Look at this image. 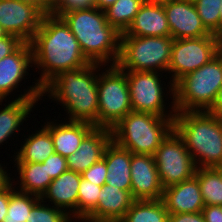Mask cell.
I'll return each instance as SVG.
<instances>
[{
	"label": "cell",
	"instance_id": "obj_1",
	"mask_svg": "<svg viewBox=\"0 0 222 222\" xmlns=\"http://www.w3.org/2000/svg\"><path fill=\"white\" fill-rule=\"evenodd\" d=\"M30 45L34 67L41 73L36 80L42 88L60 72L90 64L68 24L53 13L43 16Z\"/></svg>",
	"mask_w": 222,
	"mask_h": 222
},
{
	"label": "cell",
	"instance_id": "obj_2",
	"mask_svg": "<svg viewBox=\"0 0 222 222\" xmlns=\"http://www.w3.org/2000/svg\"><path fill=\"white\" fill-rule=\"evenodd\" d=\"M97 83L98 64L90 63L86 67L60 72L43 87L42 96L47 95L51 102L61 104L68 116L64 120L98 127Z\"/></svg>",
	"mask_w": 222,
	"mask_h": 222
},
{
	"label": "cell",
	"instance_id": "obj_3",
	"mask_svg": "<svg viewBox=\"0 0 222 222\" xmlns=\"http://www.w3.org/2000/svg\"><path fill=\"white\" fill-rule=\"evenodd\" d=\"M62 18L90 63L116 65L121 34L107 22L103 10L96 7L74 10L65 13Z\"/></svg>",
	"mask_w": 222,
	"mask_h": 222
},
{
	"label": "cell",
	"instance_id": "obj_4",
	"mask_svg": "<svg viewBox=\"0 0 222 222\" xmlns=\"http://www.w3.org/2000/svg\"><path fill=\"white\" fill-rule=\"evenodd\" d=\"M174 131L197 168L222 166V119L208 111L176 112Z\"/></svg>",
	"mask_w": 222,
	"mask_h": 222
},
{
	"label": "cell",
	"instance_id": "obj_5",
	"mask_svg": "<svg viewBox=\"0 0 222 222\" xmlns=\"http://www.w3.org/2000/svg\"><path fill=\"white\" fill-rule=\"evenodd\" d=\"M112 140L133 154L153 156L174 130V117L130 112L112 129Z\"/></svg>",
	"mask_w": 222,
	"mask_h": 222
},
{
	"label": "cell",
	"instance_id": "obj_6",
	"mask_svg": "<svg viewBox=\"0 0 222 222\" xmlns=\"http://www.w3.org/2000/svg\"><path fill=\"white\" fill-rule=\"evenodd\" d=\"M222 86V50L199 69L174 84L176 112L208 111Z\"/></svg>",
	"mask_w": 222,
	"mask_h": 222
},
{
	"label": "cell",
	"instance_id": "obj_7",
	"mask_svg": "<svg viewBox=\"0 0 222 222\" xmlns=\"http://www.w3.org/2000/svg\"><path fill=\"white\" fill-rule=\"evenodd\" d=\"M172 37H120V54L116 65L123 71L168 72Z\"/></svg>",
	"mask_w": 222,
	"mask_h": 222
},
{
	"label": "cell",
	"instance_id": "obj_8",
	"mask_svg": "<svg viewBox=\"0 0 222 222\" xmlns=\"http://www.w3.org/2000/svg\"><path fill=\"white\" fill-rule=\"evenodd\" d=\"M105 67L98 64V127L112 129L132 106L126 71L117 65Z\"/></svg>",
	"mask_w": 222,
	"mask_h": 222
},
{
	"label": "cell",
	"instance_id": "obj_9",
	"mask_svg": "<svg viewBox=\"0 0 222 222\" xmlns=\"http://www.w3.org/2000/svg\"><path fill=\"white\" fill-rule=\"evenodd\" d=\"M126 75L133 112L152 113L161 117H175L174 84L170 80L166 86V83L162 82L164 79L161 80L163 73L153 71H126ZM167 96L172 99L170 102L172 105L168 102V106L167 102H165L170 100Z\"/></svg>",
	"mask_w": 222,
	"mask_h": 222
},
{
	"label": "cell",
	"instance_id": "obj_10",
	"mask_svg": "<svg viewBox=\"0 0 222 222\" xmlns=\"http://www.w3.org/2000/svg\"><path fill=\"white\" fill-rule=\"evenodd\" d=\"M222 50L215 34L200 38L174 39L171 60L168 67L170 75H163L175 84L180 78L199 69ZM169 76V77H167Z\"/></svg>",
	"mask_w": 222,
	"mask_h": 222
},
{
	"label": "cell",
	"instance_id": "obj_11",
	"mask_svg": "<svg viewBox=\"0 0 222 222\" xmlns=\"http://www.w3.org/2000/svg\"><path fill=\"white\" fill-rule=\"evenodd\" d=\"M163 188L192 178L196 172L195 162L183 140L173 130L153 155Z\"/></svg>",
	"mask_w": 222,
	"mask_h": 222
},
{
	"label": "cell",
	"instance_id": "obj_12",
	"mask_svg": "<svg viewBox=\"0 0 222 222\" xmlns=\"http://www.w3.org/2000/svg\"><path fill=\"white\" fill-rule=\"evenodd\" d=\"M27 89L20 91V95L17 94L16 98L8 103H4L5 107L0 108V145L4 142L8 143V139L14 140L15 134L18 131L23 130L20 126H23L24 121L27 122V118H30L31 111L36 108L38 101L43 98V88L39 85L37 80ZM3 100H0V105H2ZM14 134V136H13ZM13 136V137H12Z\"/></svg>",
	"mask_w": 222,
	"mask_h": 222
},
{
	"label": "cell",
	"instance_id": "obj_13",
	"mask_svg": "<svg viewBox=\"0 0 222 222\" xmlns=\"http://www.w3.org/2000/svg\"><path fill=\"white\" fill-rule=\"evenodd\" d=\"M43 14L34 6L17 0H0V26L8 35L30 43Z\"/></svg>",
	"mask_w": 222,
	"mask_h": 222
},
{
	"label": "cell",
	"instance_id": "obj_14",
	"mask_svg": "<svg viewBox=\"0 0 222 222\" xmlns=\"http://www.w3.org/2000/svg\"><path fill=\"white\" fill-rule=\"evenodd\" d=\"M163 7L173 39L200 38L211 35L203 25L193 1L170 0Z\"/></svg>",
	"mask_w": 222,
	"mask_h": 222
},
{
	"label": "cell",
	"instance_id": "obj_15",
	"mask_svg": "<svg viewBox=\"0 0 222 222\" xmlns=\"http://www.w3.org/2000/svg\"><path fill=\"white\" fill-rule=\"evenodd\" d=\"M131 195L134 200H157L163 195V186L151 155L131 156Z\"/></svg>",
	"mask_w": 222,
	"mask_h": 222
},
{
	"label": "cell",
	"instance_id": "obj_16",
	"mask_svg": "<svg viewBox=\"0 0 222 222\" xmlns=\"http://www.w3.org/2000/svg\"><path fill=\"white\" fill-rule=\"evenodd\" d=\"M33 52L30 43L23 42L12 54L0 60V100L11 97L25 83L30 67L33 70ZM15 90V91H13ZM8 96V97H7Z\"/></svg>",
	"mask_w": 222,
	"mask_h": 222
},
{
	"label": "cell",
	"instance_id": "obj_17",
	"mask_svg": "<svg viewBox=\"0 0 222 222\" xmlns=\"http://www.w3.org/2000/svg\"><path fill=\"white\" fill-rule=\"evenodd\" d=\"M112 140V130L94 127L81 141L77 151L67 158L68 170L82 174L103 158Z\"/></svg>",
	"mask_w": 222,
	"mask_h": 222
},
{
	"label": "cell",
	"instance_id": "obj_18",
	"mask_svg": "<svg viewBox=\"0 0 222 222\" xmlns=\"http://www.w3.org/2000/svg\"><path fill=\"white\" fill-rule=\"evenodd\" d=\"M81 178L80 173L65 171L58 178L52 179L40 199L65 211L72 219H77L78 188Z\"/></svg>",
	"mask_w": 222,
	"mask_h": 222
},
{
	"label": "cell",
	"instance_id": "obj_19",
	"mask_svg": "<svg viewBox=\"0 0 222 222\" xmlns=\"http://www.w3.org/2000/svg\"><path fill=\"white\" fill-rule=\"evenodd\" d=\"M161 200L168 213H197L205 207L198 178H192L163 190Z\"/></svg>",
	"mask_w": 222,
	"mask_h": 222
},
{
	"label": "cell",
	"instance_id": "obj_20",
	"mask_svg": "<svg viewBox=\"0 0 222 222\" xmlns=\"http://www.w3.org/2000/svg\"><path fill=\"white\" fill-rule=\"evenodd\" d=\"M133 201L129 191L104 184L98 196L97 207L85 219L94 222H120Z\"/></svg>",
	"mask_w": 222,
	"mask_h": 222
},
{
	"label": "cell",
	"instance_id": "obj_21",
	"mask_svg": "<svg viewBox=\"0 0 222 222\" xmlns=\"http://www.w3.org/2000/svg\"><path fill=\"white\" fill-rule=\"evenodd\" d=\"M43 126L51 133L55 153L64 158L77 151L83 138L94 128L85 122L57 119L47 120Z\"/></svg>",
	"mask_w": 222,
	"mask_h": 222
},
{
	"label": "cell",
	"instance_id": "obj_22",
	"mask_svg": "<svg viewBox=\"0 0 222 222\" xmlns=\"http://www.w3.org/2000/svg\"><path fill=\"white\" fill-rule=\"evenodd\" d=\"M121 36L171 37L163 5L143 3L132 24Z\"/></svg>",
	"mask_w": 222,
	"mask_h": 222
},
{
	"label": "cell",
	"instance_id": "obj_23",
	"mask_svg": "<svg viewBox=\"0 0 222 222\" xmlns=\"http://www.w3.org/2000/svg\"><path fill=\"white\" fill-rule=\"evenodd\" d=\"M131 156L132 153L111 140L107 145L103 159L107 166L106 184L119 187L131 193Z\"/></svg>",
	"mask_w": 222,
	"mask_h": 222
},
{
	"label": "cell",
	"instance_id": "obj_24",
	"mask_svg": "<svg viewBox=\"0 0 222 222\" xmlns=\"http://www.w3.org/2000/svg\"><path fill=\"white\" fill-rule=\"evenodd\" d=\"M14 166L17 168L15 171L16 178L9 177L12 181L14 188L32 194L38 197L46 192L49 184L52 182V178L47 174L44 163H30V162H13ZM17 180V182L15 181ZM16 182V183H15ZM17 185H19L17 187Z\"/></svg>",
	"mask_w": 222,
	"mask_h": 222
},
{
	"label": "cell",
	"instance_id": "obj_25",
	"mask_svg": "<svg viewBox=\"0 0 222 222\" xmlns=\"http://www.w3.org/2000/svg\"><path fill=\"white\" fill-rule=\"evenodd\" d=\"M39 129L22 138L21 148L13 155L14 162L43 163L55 153L51 133L43 125Z\"/></svg>",
	"mask_w": 222,
	"mask_h": 222
},
{
	"label": "cell",
	"instance_id": "obj_26",
	"mask_svg": "<svg viewBox=\"0 0 222 222\" xmlns=\"http://www.w3.org/2000/svg\"><path fill=\"white\" fill-rule=\"evenodd\" d=\"M168 215L161 199L134 200L120 222H168Z\"/></svg>",
	"mask_w": 222,
	"mask_h": 222
},
{
	"label": "cell",
	"instance_id": "obj_27",
	"mask_svg": "<svg viewBox=\"0 0 222 222\" xmlns=\"http://www.w3.org/2000/svg\"><path fill=\"white\" fill-rule=\"evenodd\" d=\"M200 191L205 206H222V172L219 168H196Z\"/></svg>",
	"mask_w": 222,
	"mask_h": 222
},
{
	"label": "cell",
	"instance_id": "obj_28",
	"mask_svg": "<svg viewBox=\"0 0 222 222\" xmlns=\"http://www.w3.org/2000/svg\"><path fill=\"white\" fill-rule=\"evenodd\" d=\"M143 3V0H117L104 10L107 22L120 34L125 33Z\"/></svg>",
	"mask_w": 222,
	"mask_h": 222
},
{
	"label": "cell",
	"instance_id": "obj_29",
	"mask_svg": "<svg viewBox=\"0 0 222 222\" xmlns=\"http://www.w3.org/2000/svg\"><path fill=\"white\" fill-rule=\"evenodd\" d=\"M40 200L38 196L15 189L9 179V204L3 222H27L31 209Z\"/></svg>",
	"mask_w": 222,
	"mask_h": 222
},
{
	"label": "cell",
	"instance_id": "obj_30",
	"mask_svg": "<svg viewBox=\"0 0 222 222\" xmlns=\"http://www.w3.org/2000/svg\"><path fill=\"white\" fill-rule=\"evenodd\" d=\"M102 186L81 178L78 188L77 219H85L98 204V196Z\"/></svg>",
	"mask_w": 222,
	"mask_h": 222
},
{
	"label": "cell",
	"instance_id": "obj_31",
	"mask_svg": "<svg viewBox=\"0 0 222 222\" xmlns=\"http://www.w3.org/2000/svg\"><path fill=\"white\" fill-rule=\"evenodd\" d=\"M221 0H195L194 4L205 28L216 34L220 29Z\"/></svg>",
	"mask_w": 222,
	"mask_h": 222
},
{
	"label": "cell",
	"instance_id": "obj_32",
	"mask_svg": "<svg viewBox=\"0 0 222 222\" xmlns=\"http://www.w3.org/2000/svg\"><path fill=\"white\" fill-rule=\"evenodd\" d=\"M71 219L65 211L40 200L31 209L27 222H69Z\"/></svg>",
	"mask_w": 222,
	"mask_h": 222
},
{
	"label": "cell",
	"instance_id": "obj_33",
	"mask_svg": "<svg viewBox=\"0 0 222 222\" xmlns=\"http://www.w3.org/2000/svg\"><path fill=\"white\" fill-rule=\"evenodd\" d=\"M107 166L106 161L102 158L93 164L88 170L84 171L81 176L95 185L103 186L107 182Z\"/></svg>",
	"mask_w": 222,
	"mask_h": 222
},
{
	"label": "cell",
	"instance_id": "obj_34",
	"mask_svg": "<svg viewBox=\"0 0 222 222\" xmlns=\"http://www.w3.org/2000/svg\"><path fill=\"white\" fill-rule=\"evenodd\" d=\"M95 7L94 0H60L54 7L53 14L62 17L65 13L74 10L89 9Z\"/></svg>",
	"mask_w": 222,
	"mask_h": 222
},
{
	"label": "cell",
	"instance_id": "obj_35",
	"mask_svg": "<svg viewBox=\"0 0 222 222\" xmlns=\"http://www.w3.org/2000/svg\"><path fill=\"white\" fill-rule=\"evenodd\" d=\"M47 174L52 178H58L62 173L68 170L67 158L60 154L50 155L44 162Z\"/></svg>",
	"mask_w": 222,
	"mask_h": 222
},
{
	"label": "cell",
	"instance_id": "obj_36",
	"mask_svg": "<svg viewBox=\"0 0 222 222\" xmlns=\"http://www.w3.org/2000/svg\"><path fill=\"white\" fill-rule=\"evenodd\" d=\"M22 43L18 37L8 34L0 39V60L12 54Z\"/></svg>",
	"mask_w": 222,
	"mask_h": 222
},
{
	"label": "cell",
	"instance_id": "obj_37",
	"mask_svg": "<svg viewBox=\"0 0 222 222\" xmlns=\"http://www.w3.org/2000/svg\"><path fill=\"white\" fill-rule=\"evenodd\" d=\"M168 222H205L202 211L197 213H169Z\"/></svg>",
	"mask_w": 222,
	"mask_h": 222
},
{
	"label": "cell",
	"instance_id": "obj_38",
	"mask_svg": "<svg viewBox=\"0 0 222 222\" xmlns=\"http://www.w3.org/2000/svg\"><path fill=\"white\" fill-rule=\"evenodd\" d=\"M205 222H222V206L211 205L202 209Z\"/></svg>",
	"mask_w": 222,
	"mask_h": 222
},
{
	"label": "cell",
	"instance_id": "obj_39",
	"mask_svg": "<svg viewBox=\"0 0 222 222\" xmlns=\"http://www.w3.org/2000/svg\"><path fill=\"white\" fill-rule=\"evenodd\" d=\"M9 204V179L0 186V222H3Z\"/></svg>",
	"mask_w": 222,
	"mask_h": 222
},
{
	"label": "cell",
	"instance_id": "obj_40",
	"mask_svg": "<svg viewBox=\"0 0 222 222\" xmlns=\"http://www.w3.org/2000/svg\"><path fill=\"white\" fill-rule=\"evenodd\" d=\"M37 8L43 15L52 14L55 5L50 0H17Z\"/></svg>",
	"mask_w": 222,
	"mask_h": 222
},
{
	"label": "cell",
	"instance_id": "obj_41",
	"mask_svg": "<svg viewBox=\"0 0 222 222\" xmlns=\"http://www.w3.org/2000/svg\"><path fill=\"white\" fill-rule=\"evenodd\" d=\"M208 112L220 119H222V86L219 89L217 98L212 107L208 110Z\"/></svg>",
	"mask_w": 222,
	"mask_h": 222
},
{
	"label": "cell",
	"instance_id": "obj_42",
	"mask_svg": "<svg viewBox=\"0 0 222 222\" xmlns=\"http://www.w3.org/2000/svg\"><path fill=\"white\" fill-rule=\"evenodd\" d=\"M116 1L117 0H94V5L96 8L104 11Z\"/></svg>",
	"mask_w": 222,
	"mask_h": 222
},
{
	"label": "cell",
	"instance_id": "obj_43",
	"mask_svg": "<svg viewBox=\"0 0 222 222\" xmlns=\"http://www.w3.org/2000/svg\"><path fill=\"white\" fill-rule=\"evenodd\" d=\"M5 169H7V167L6 166L4 167L3 164L0 163V186H2L9 179V177L11 176L10 175L11 173H9Z\"/></svg>",
	"mask_w": 222,
	"mask_h": 222
},
{
	"label": "cell",
	"instance_id": "obj_44",
	"mask_svg": "<svg viewBox=\"0 0 222 222\" xmlns=\"http://www.w3.org/2000/svg\"><path fill=\"white\" fill-rule=\"evenodd\" d=\"M170 0H143L144 3L164 5Z\"/></svg>",
	"mask_w": 222,
	"mask_h": 222
},
{
	"label": "cell",
	"instance_id": "obj_45",
	"mask_svg": "<svg viewBox=\"0 0 222 222\" xmlns=\"http://www.w3.org/2000/svg\"><path fill=\"white\" fill-rule=\"evenodd\" d=\"M215 37H216V40L218 41V43L222 47V25H221L220 29L217 31V33L215 34Z\"/></svg>",
	"mask_w": 222,
	"mask_h": 222
},
{
	"label": "cell",
	"instance_id": "obj_46",
	"mask_svg": "<svg viewBox=\"0 0 222 222\" xmlns=\"http://www.w3.org/2000/svg\"><path fill=\"white\" fill-rule=\"evenodd\" d=\"M7 35V33L4 31V29L0 26V39L4 38Z\"/></svg>",
	"mask_w": 222,
	"mask_h": 222
},
{
	"label": "cell",
	"instance_id": "obj_47",
	"mask_svg": "<svg viewBox=\"0 0 222 222\" xmlns=\"http://www.w3.org/2000/svg\"><path fill=\"white\" fill-rule=\"evenodd\" d=\"M72 220H74V222H94V221H90V220H87V219H71L69 222H73Z\"/></svg>",
	"mask_w": 222,
	"mask_h": 222
},
{
	"label": "cell",
	"instance_id": "obj_48",
	"mask_svg": "<svg viewBox=\"0 0 222 222\" xmlns=\"http://www.w3.org/2000/svg\"><path fill=\"white\" fill-rule=\"evenodd\" d=\"M222 2V0H221ZM222 25V3H221V8H220V27Z\"/></svg>",
	"mask_w": 222,
	"mask_h": 222
},
{
	"label": "cell",
	"instance_id": "obj_49",
	"mask_svg": "<svg viewBox=\"0 0 222 222\" xmlns=\"http://www.w3.org/2000/svg\"><path fill=\"white\" fill-rule=\"evenodd\" d=\"M54 5H56L60 0H50Z\"/></svg>",
	"mask_w": 222,
	"mask_h": 222
}]
</instances>
